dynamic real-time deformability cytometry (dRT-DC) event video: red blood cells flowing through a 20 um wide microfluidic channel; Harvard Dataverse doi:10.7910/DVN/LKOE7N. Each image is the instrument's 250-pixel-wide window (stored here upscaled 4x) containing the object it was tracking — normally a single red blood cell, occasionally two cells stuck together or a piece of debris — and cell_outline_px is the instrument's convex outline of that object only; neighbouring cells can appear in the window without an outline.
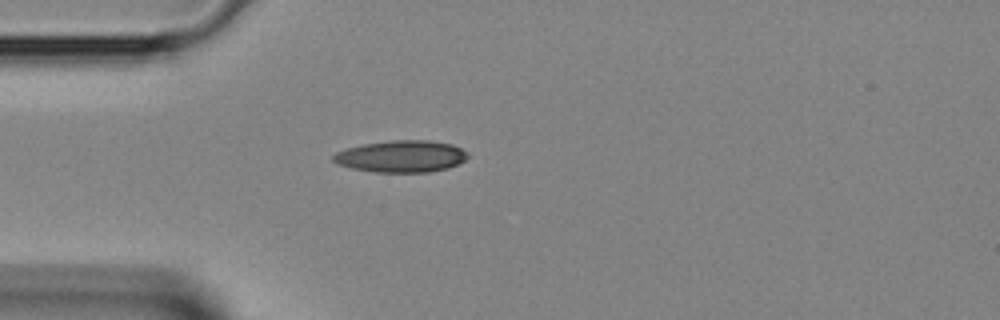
{"species": "Egyptian fruit bat (a non-hibernating species)", "species_latin": "Rousettus aegyptiacus", "temperature_condition": "room temperature", "stored_images_in_passage": 4, "camera_frame_rate_fps": 3000, "um_per_image_px": 0.085, "animal": {"sex": "female"}, "frame": {"image": 1, "passage_image": 4, "time_ms": 1.0, "image_size_px": [1000, 320], "cell_outline_px": [[468, 156], [460, 164], [448, 168], [428, 172], [376, 172], [352, 168], [336, 164], [332, 160], [332, 156], [336, 152], [348, 148], [364, 144], [392, 140], [428, 140], [452, 144], [468, 152]], "centroid_in_image_um": [34.12, 13.29], "position_along_channel_um": 50.9, "area_um2": 24.97}}